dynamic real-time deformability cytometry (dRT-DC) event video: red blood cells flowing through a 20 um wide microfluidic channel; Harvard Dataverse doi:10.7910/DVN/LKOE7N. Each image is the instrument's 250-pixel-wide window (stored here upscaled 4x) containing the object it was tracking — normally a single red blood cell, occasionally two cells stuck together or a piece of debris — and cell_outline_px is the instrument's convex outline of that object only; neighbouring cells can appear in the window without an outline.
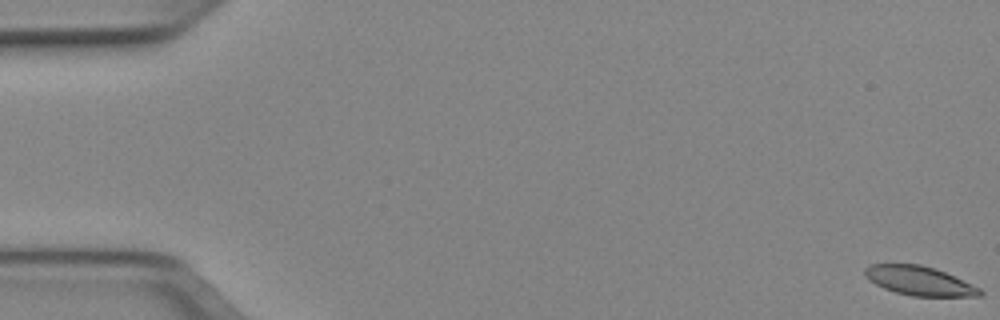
{"species": "Egyptian fruit bat (a non-hibernating species)", "species_latin": "Rousettus aegyptiacus", "temperature_condition": "cold", "stored_images_in_passage": 5, "camera_frame_rate_fps": 3000, "um_per_image_px": 0.085, "animal": {"sex": "female"}, "frame": {"image": 1, "passage_image": 1, "time_ms": 0.0, "image_size_px": [1000, 320], "cell_outline_px": [[984, 292], [980, 296], [912, 296], [896, 292], [884, 288], [868, 280], [864, 276], [864, 268], [868, 264], [920, 264], [944, 272], [972, 284], [980, 288]], "centroid_in_image_um": [78.11, 23.86], "position_along_channel_um": 6.9, "area_um2": 19.42}}
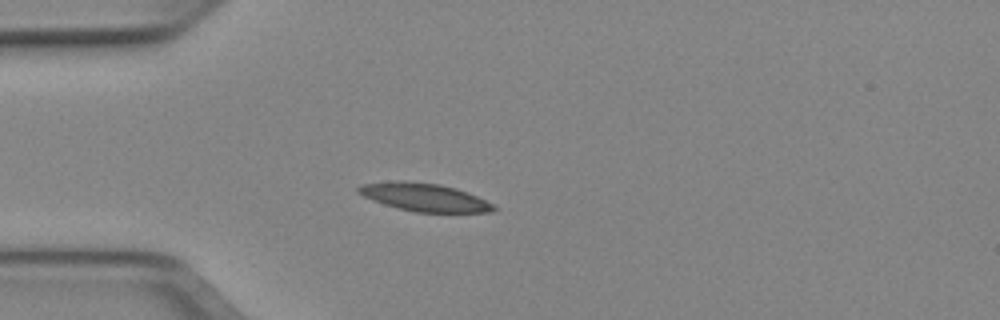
{"frame": {"image": 2, "passage_image": 4, "time_ms": 1.0, "image_size_px": [1000, 320], "cell_outline_px": [[496, 208], [492, 212], [416, 212], [396, 208], [372, 200], [356, 192], [356, 188], [360, 184], [396, 180], [404, 180], [440, 184], [456, 188], [468, 192], [492, 204]], "centroid_in_image_um": [36.01, 16.75], "position_along_channel_um": 49.0, "area_um2": 22.14}}